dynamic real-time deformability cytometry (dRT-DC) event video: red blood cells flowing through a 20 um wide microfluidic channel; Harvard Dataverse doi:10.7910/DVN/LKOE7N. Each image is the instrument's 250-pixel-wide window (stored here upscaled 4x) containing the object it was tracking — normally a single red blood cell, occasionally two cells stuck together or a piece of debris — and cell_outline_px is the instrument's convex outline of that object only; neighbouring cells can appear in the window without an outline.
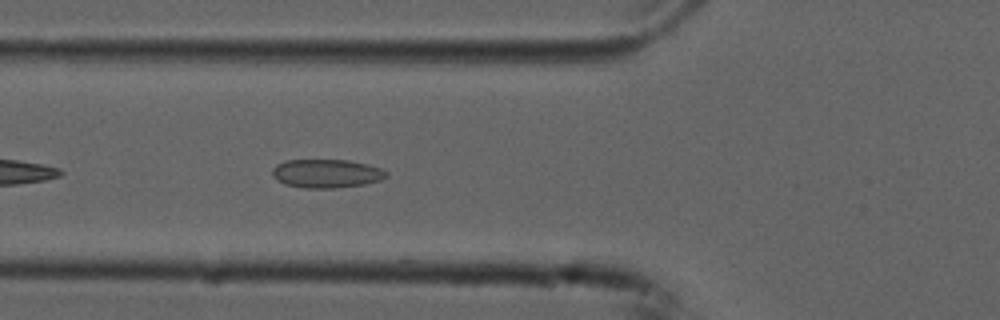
{"species": "common noctule bat (a hibernating species)", "species_latin": "Nyctalus noctula", "temperature_condition": "cold", "stored_images_in_passage": 14, "camera_frame_rate_fps": 3000, "um_per_image_px": 0.085, "animal": {"sex": "male", "forearm_length_mm": 52.5}, "frame": {"image": 1, "passage_image": 5, "time_ms": 1.333, "image_size_px": [1000, 320], "cell_outline_px": [[388, 176], [380, 180], [364, 184], [332, 188], [304, 188], [284, 184], [276, 180], [272, 176], [272, 168], [276, 164], [284, 160], [348, 160], [368, 164], [380, 168], [388, 172]], "centroid_in_image_um": [27.72, 14.74], "position_along_channel_um": 98.1, "area_um2": 19.13}}
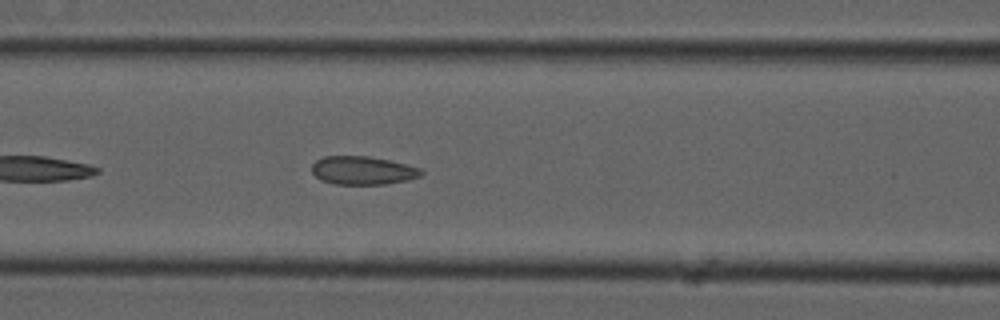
{"frame": {"image": 2, "passage_image": 8, "time_ms": 2.333, "image_size_px": [1000, 320], "cell_outline_px": [[424, 172], [420, 176], [408, 180], [384, 184], [336, 184], [320, 180], [312, 172], [312, 164], [316, 160], [324, 156], [368, 156], [388, 160], [420, 168]], "centroid_in_image_um": [30.81, 14.49], "position_along_channel_um": 135.8, "area_um2": 17.98}}
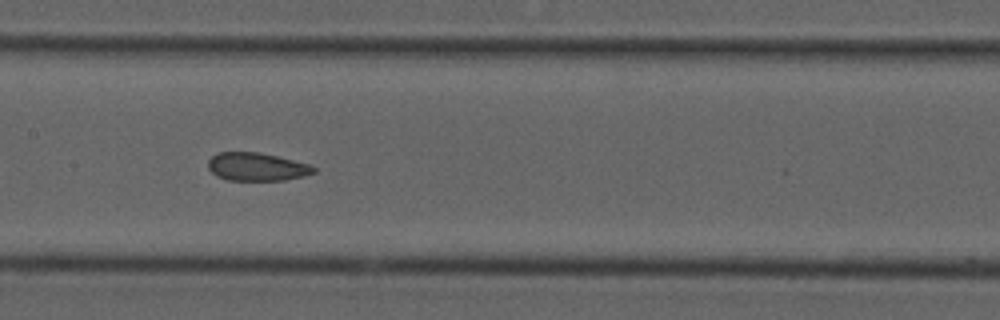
{"frame": {"image": 3, "passage_image": 12, "time_ms": 3.667, "image_size_px": [1000, 320], "cell_outline_px": [[316, 172], [304, 176], [284, 180], [228, 180], [216, 176], [208, 168], [208, 160], [216, 152], [260, 152], [308, 164], [316, 168]], "centroid_in_image_um": [21.8, 14.17], "position_along_channel_um": 185.6, "area_um2": 17.28}}